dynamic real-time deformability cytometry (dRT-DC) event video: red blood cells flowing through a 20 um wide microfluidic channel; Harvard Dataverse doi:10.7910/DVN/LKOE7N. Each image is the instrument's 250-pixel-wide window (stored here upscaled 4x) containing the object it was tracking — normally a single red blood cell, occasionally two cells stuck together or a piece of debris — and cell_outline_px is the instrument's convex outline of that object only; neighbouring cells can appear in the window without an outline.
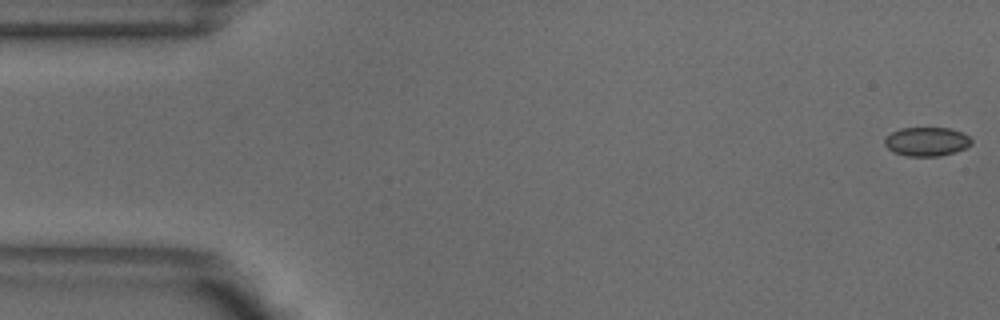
{"species": "common noctule bat (a hibernating species)", "species_latin": "Nyctalus noctula", "temperature_condition": "warm", "stored_images_in_passage": 46, "camera_frame_rate_fps": 3000, "um_per_image_px": 0.085, "animal": {"sex": "male", "body_mass_g": 18.8}, "frame": {"image": 1, "passage_image": 1, "time_ms": 0.0, "image_size_px": [1000, 320], "cell_outline_px": [[972, 144], [956, 152], [940, 156], [908, 156], [892, 152], [884, 144], [884, 140], [892, 132], [900, 128], [948, 128], [960, 132], [968, 136], [972, 140]], "centroid_in_image_um": [78.76, 12.04], "position_along_channel_um": 6.2, "area_um2": 14.57}}
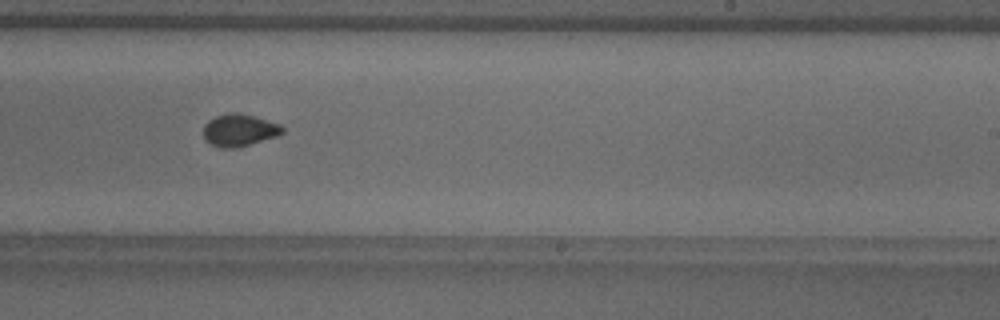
{"frame": {"image": 2, "passage_image": 31, "time_ms": 10.0, "image_size_px": [1000, 320], "cell_outline_px": [[284, 132], [276, 136], [236, 148], [220, 148], [204, 140], [204, 124], [208, 120], [216, 116], [228, 112], [236, 112], [252, 116], [280, 124], [284, 128]], "centroid_in_image_um": [20.31, 11.06], "position_along_channel_um": 268.7, "area_um2": 14.74}}
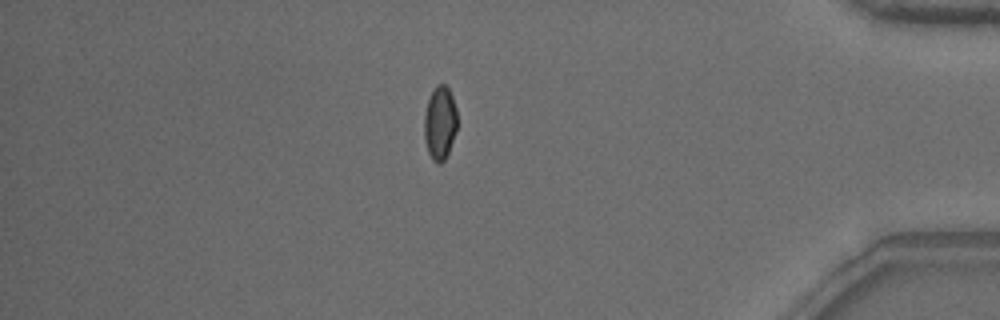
{"frame": {"image": 3, "passage_image": 44, "time_ms": 14.333, "image_size_px": [1000, 320], "cell_outline_px": [[456, 132], [448, 152], [444, 160], [440, 164], [436, 164], [432, 160], [428, 152], [424, 140], [424, 116], [428, 100], [436, 84], [444, 84], [448, 88], [452, 96], [456, 108]], "centroid_in_image_um": [37.38, 10.47], "position_along_channel_um": 397.8, "area_um2": 14.16}}